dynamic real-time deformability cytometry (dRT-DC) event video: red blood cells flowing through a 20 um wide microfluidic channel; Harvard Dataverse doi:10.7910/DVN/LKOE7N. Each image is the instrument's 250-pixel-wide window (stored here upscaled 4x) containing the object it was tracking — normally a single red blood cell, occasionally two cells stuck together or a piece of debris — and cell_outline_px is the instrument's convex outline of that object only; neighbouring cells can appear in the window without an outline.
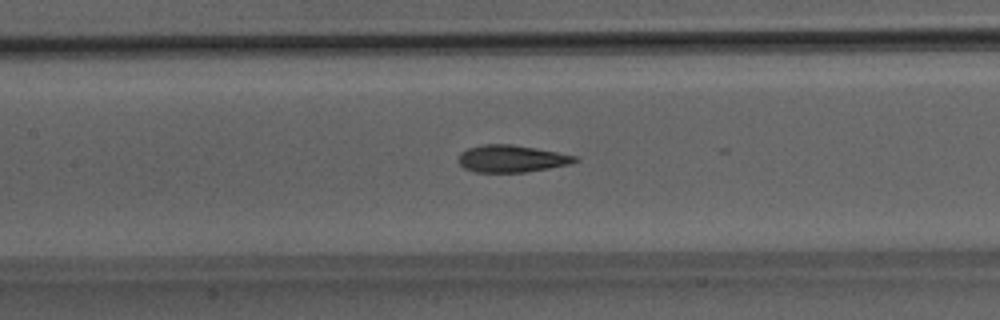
{"species": "Egyptian fruit bat (a non-hibernating species)", "species_latin": "Rousettus aegyptiacus", "temperature_condition": "room temperature", "stored_images_in_passage": 27, "camera_frame_rate_fps": 3000, "um_per_image_px": 0.085, "animal": {"sex": "male"}, "frame": {"image": 1, "passage_image": 8, "time_ms": 2.333, "image_size_px": [1000, 320], "cell_outline_px": [[580, 160], [572, 164], [524, 172], [476, 172], [464, 168], [456, 160], [460, 152], [468, 148], [484, 144], [512, 144], [536, 148], [576, 156]], "centroid_in_image_um": [43.46, 13.48], "position_along_channel_um": 163.9, "area_um2": 18.5}}
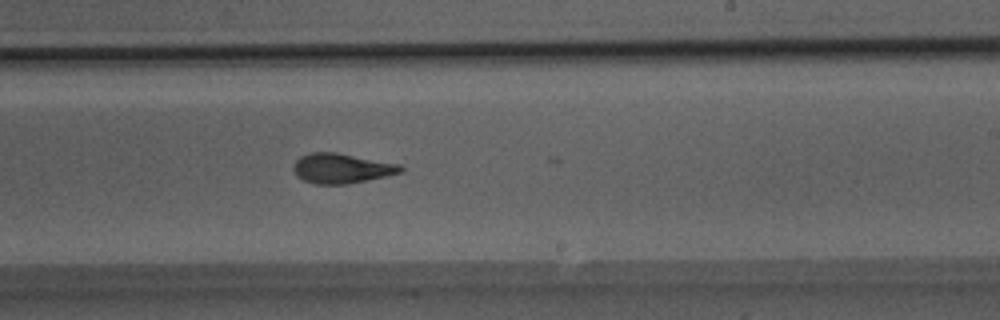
{"frame": {"image": 2, "passage_image": 15, "time_ms": 4.667, "image_size_px": [1000, 320], "cell_outline_px": [[404, 172], [388, 176], [348, 184], [316, 184], [304, 180], [296, 176], [292, 168], [296, 160], [300, 156], [312, 152], [336, 152], [400, 164], [404, 168]], "centroid_in_image_um": [29.06, 14.31], "position_along_channel_um": 259.9, "area_um2": 18.84}}
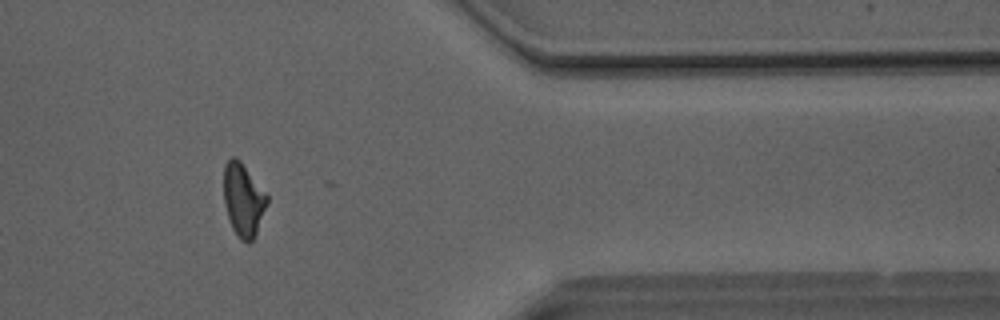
{"frame": {"image": 3, "passage_image": 26, "time_ms": 8.333, "image_size_px": [1000, 320], "cell_outline_px": [[268, 204], [256, 232], [252, 240], [248, 244], [240, 240], [232, 228], [224, 204], [224, 164], [232, 156], [236, 156], [240, 160], [268, 196]], "centroid_in_image_um": [20.67, 16.98], "position_along_channel_um": 390.7, "area_um2": 18.38}, "authors_computed_cell_mechanics": {"area_um2": 18.5538, "velocity_mm_per_s": 4.1356, "shape_relaxation_time_tau1_ms": 4.9732, "shape_relaxation_time_tau2_ms": 1.8107, "deformation_change_tau1": 0.1884, "deformation_change_tau2": 0.1016}}